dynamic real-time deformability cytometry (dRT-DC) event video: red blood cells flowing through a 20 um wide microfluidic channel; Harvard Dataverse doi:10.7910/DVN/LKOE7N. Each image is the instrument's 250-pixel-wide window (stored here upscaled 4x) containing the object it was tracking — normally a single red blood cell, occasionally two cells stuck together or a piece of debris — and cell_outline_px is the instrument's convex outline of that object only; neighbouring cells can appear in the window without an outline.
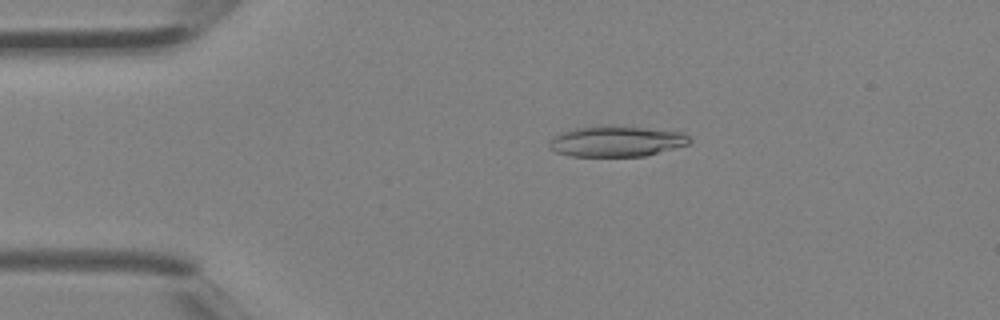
{"species": "Egyptian fruit bat (a non-hibernating species)", "species_latin": "Rousettus aegyptiacus", "temperature_condition": "room temperature", "stored_images_in_passage": 3, "camera_frame_rate_fps": 3000, "um_per_image_px": 0.085, "animal": {"sex": "female"}, "frame": {"image": 1, "passage_image": 2, "time_ms": 0.333, "image_size_px": [1000, 320], "cell_outline_px": [[692, 140], [688, 144], [644, 156], [568, 156], [556, 152], [548, 148], [548, 144], [552, 136], [560, 132], [576, 128], [596, 124], [608, 124], [684, 132]], "centroid_in_image_um": [52.33, 11.99], "position_along_channel_um": 32.7, "area_um2": 25.55}}